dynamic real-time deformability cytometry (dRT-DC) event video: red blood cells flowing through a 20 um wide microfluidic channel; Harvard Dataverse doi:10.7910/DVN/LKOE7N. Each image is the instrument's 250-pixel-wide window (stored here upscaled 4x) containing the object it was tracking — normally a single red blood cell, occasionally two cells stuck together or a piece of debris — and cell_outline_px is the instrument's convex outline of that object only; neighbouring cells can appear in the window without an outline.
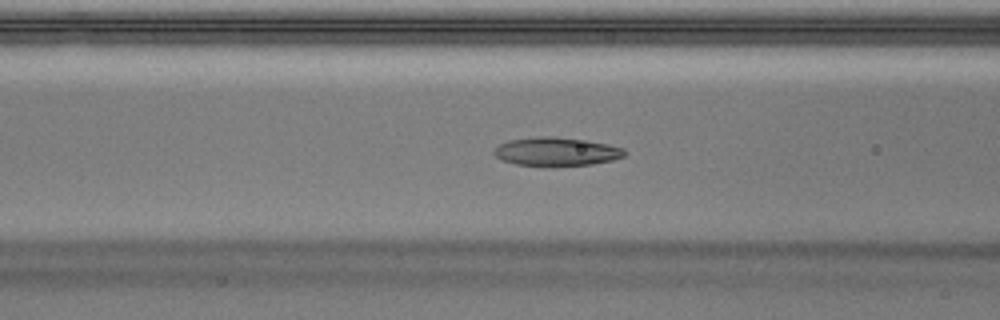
{"species": "Egyptian fruit bat (a non-hibernating species)", "species_latin": "Rousettus aegyptiacus", "temperature_condition": "warm", "stored_images_in_passage": 50, "camera_frame_rate_fps": 3000, "um_per_image_px": 0.085, "animal": {"sex": "male"}, "frame": {"image": 1, "passage_image": 20, "time_ms": 6.333, "image_size_px": [1000, 320], "cell_outline_px": [[624, 156], [612, 160], [592, 164], [516, 164], [504, 160], [496, 156], [492, 152], [500, 144], [508, 140], [544, 136], [552, 136], [608, 144], [624, 148]], "centroid_in_image_um": [47.29, 12.86], "position_along_channel_um": 119.3, "area_um2": 20.75}}
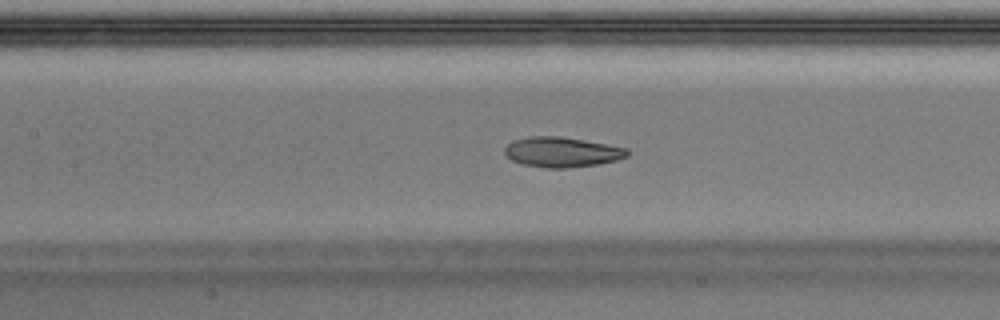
{"frame": {"image": 2, "passage_image": 23, "time_ms": 7.333, "image_size_px": [1000, 320], "cell_outline_px": [[628, 156], [616, 160], [596, 164], [564, 168], [548, 168], [524, 164], [512, 160], [504, 152], [504, 148], [512, 140], [528, 136], [560, 136], [584, 140], [628, 148]], "centroid_in_image_um": [47.74, 12.91], "position_along_channel_um": 159.7, "area_um2": 21.33}}
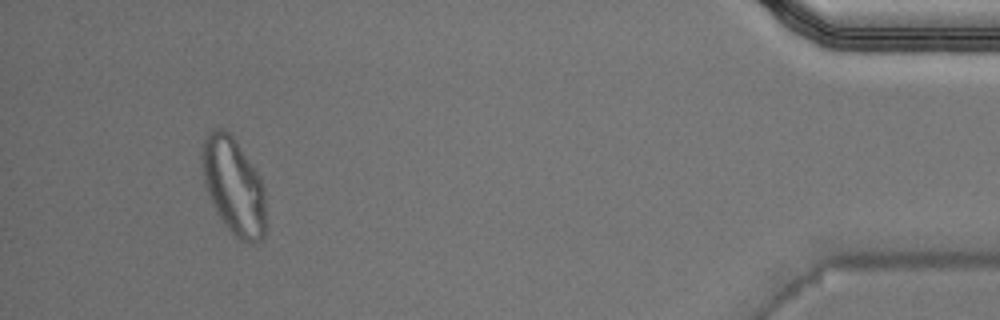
{"frame": {"image": 3, "passage_image": 47, "time_ms": 15.333, "image_size_px": [1000, 320], "cell_outline_px": [[264, 236], [260, 240], [252, 244], [240, 240], [224, 224], [216, 212], [204, 184], [204, 140], [208, 132], [216, 128], [224, 128], [232, 136], [256, 172], [260, 180], [264, 192]], "centroid_in_image_um": [19.86, 15.86], "position_along_channel_um": 415.3, "area_um2": 34.8}, "authors_computed_cell_mechanics": {"area_um2": 21.5594, "velocity_mm_per_s": 4.007, "shape_relaxation_time_tau1_ms": 6.1055, "shape_relaxation_time_tau2_ms": 1.1726, "deformation_change_tau1": 0.2104, "deformation_change_tau2": 0.066}}